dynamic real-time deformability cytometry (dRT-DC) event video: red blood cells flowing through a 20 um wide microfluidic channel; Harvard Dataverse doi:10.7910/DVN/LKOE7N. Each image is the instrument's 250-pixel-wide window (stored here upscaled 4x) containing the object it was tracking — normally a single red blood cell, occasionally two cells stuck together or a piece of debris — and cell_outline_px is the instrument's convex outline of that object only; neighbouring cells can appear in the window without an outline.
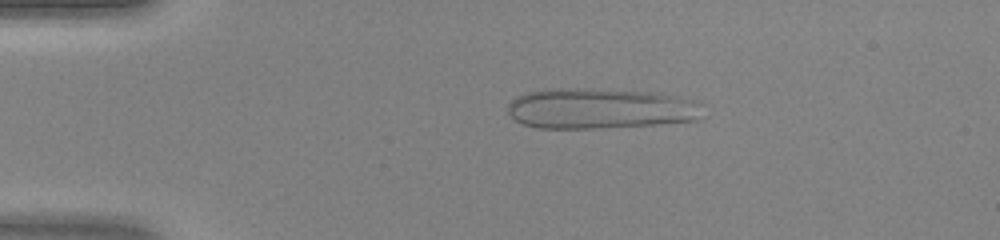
{"species": "human", "species_latin": "Homo sapiens", "temperature_condition": "warm", "stored_images_in_passage": 42, "camera_frame_rate_fps": 3000, "um_per_image_px": 0.085, "donor": {"sex": "female"}, "frame": {"image": 1, "passage_image": 6, "time_ms": 1.667, "image_size_px": [1000, 240], "cell_outline_px": [[700, 120], [652, 124], [600, 128], [536, 128], [524, 124], [516, 120], [508, 112], [508, 104], [516, 96], [528, 92], [544, 88], [592, 88], [648, 92], [676, 96], [696, 100], [700, 104]], "centroid_in_image_um": [50.97, 9.21], "position_along_channel_um": 34.0, "area_um2": 46.12}}
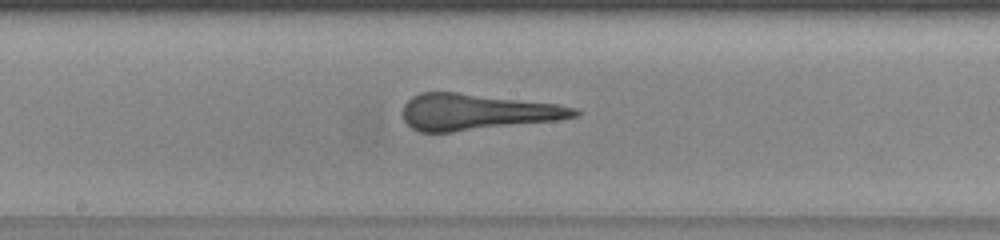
{"frame": {"image": 2, "passage_image": 21, "time_ms": 6.667, "image_size_px": [1000, 240], "cell_outline_px": [[580, 116], [560, 120], [452, 132], [420, 132], [412, 128], [404, 120], [400, 112], [404, 104], [412, 96], [420, 92], [456, 92], [556, 104], [576, 108], [580, 112]], "centroid_in_image_um": [40.51, 9.52], "position_along_channel_um": 207.7, "area_um2": 36.36}}
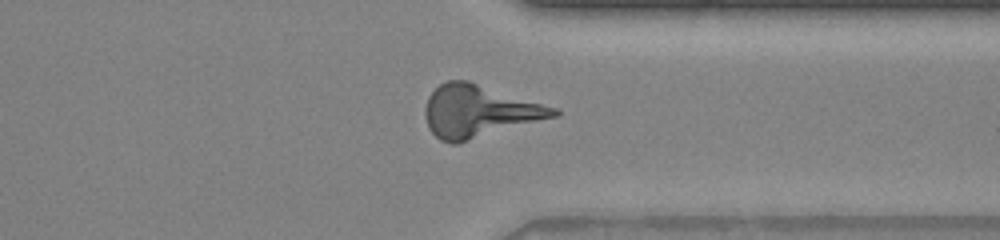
{"frame": {"image": 3, "passage_image": 32, "time_ms": 10.333, "image_size_px": [1000, 240], "cell_outline_px": [[560, 116], [456, 144], [452, 144], [440, 140], [428, 128], [424, 112], [424, 108], [428, 96], [440, 84], [448, 80], [468, 80], [560, 108]], "centroid_in_image_um": [40.76, 9.46], "position_along_channel_um": 370.6, "area_um2": 39.71}}